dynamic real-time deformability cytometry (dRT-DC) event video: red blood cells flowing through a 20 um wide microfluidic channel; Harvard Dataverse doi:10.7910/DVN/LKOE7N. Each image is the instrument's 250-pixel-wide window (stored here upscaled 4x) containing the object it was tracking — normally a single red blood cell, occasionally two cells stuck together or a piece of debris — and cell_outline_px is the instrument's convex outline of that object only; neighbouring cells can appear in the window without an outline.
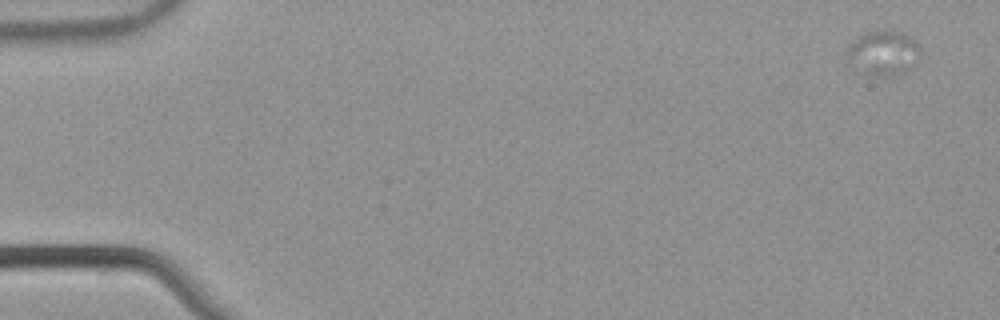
{"species": "common noctule bat (a hibernating species)", "species_latin": "Nyctalus noctula", "temperature_condition": "warm", "stored_images_in_passage": 9, "segment_of_instrument_passage": [1, 2], "camera_frame_rate_fps": 3000, "um_per_image_px": 0.085, "animal": {"sex": "male", "body_mass_g": 21.5, "forearm_length_mm": 52.0}, "frame": {"image": 1, "passage_image": 2, "time_ms": 0.333, "image_size_px": [1000, 320], "cell_outline_px": [[920, 52], [908, 68], [904, 72], [892, 76], [884, 76], [868, 72], [848, 56], [848, 48], [864, 32], [904, 32], [916, 40], [920, 48]], "centroid_in_image_um": [75.18, 4.45], "position_along_channel_um": 9.8, "area_um2": 17.57}}